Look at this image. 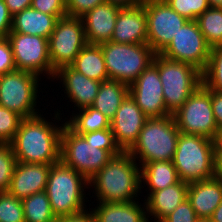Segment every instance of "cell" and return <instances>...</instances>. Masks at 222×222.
<instances>
[{"mask_svg":"<svg viewBox=\"0 0 222 222\" xmlns=\"http://www.w3.org/2000/svg\"><path fill=\"white\" fill-rule=\"evenodd\" d=\"M198 222H212L210 219H199Z\"/></svg>","mask_w":222,"mask_h":222,"instance_id":"50","label":"cell"},{"mask_svg":"<svg viewBox=\"0 0 222 222\" xmlns=\"http://www.w3.org/2000/svg\"><path fill=\"white\" fill-rule=\"evenodd\" d=\"M99 45L109 79L128 86L153 63L156 55L148 44H118L108 41Z\"/></svg>","mask_w":222,"mask_h":222,"instance_id":"6","label":"cell"},{"mask_svg":"<svg viewBox=\"0 0 222 222\" xmlns=\"http://www.w3.org/2000/svg\"><path fill=\"white\" fill-rule=\"evenodd\" d=\"M199 219L190 201L186 199L162 222H198Z\"/></svg>","mask_w":222,"mask_h":222,"instance_id":"38","label":"cell"},{"mask_svg":"<svg viewBox=\"0 0 222 222\" xmlns=\"http://www.w3.org/2000/svg\"><path fill=\"white\" fill-rule=\"evenodd\" d=\"M180 179L173 161H154L141 166V182L147 184V198L155 191L176 184Z\"/></svg>","mask_w":222,"mask_h":222,"instance_id":"26","label":"cell"},{"mask_svg":"<svg viewBox=\"0 0 222 222\" xmlns=\"http://www.w3.org/2000/svg\"><path fill=\"white\" fill-rule=\"evenodd\" d=\"M158 72L166 109L173 114L202 85V72L195 66L158 54Z\"/></svg>","mask_w":222,"mask_h":222,"instance_id":"7","label":"cell"},{"mask_svg":"<svg viewBox=\"0 0 222 222\" xmlns=\"http://www.w3.org/2000/svg\"><path fill=\"white\" fill-rule=\"evenodd\" d=\"M208 46L196 20H189L160 55L195 66L201 72L209 60Z\"/></svg>","mask_w":222,"mask_h":222,"instance_id":"14","label":"cell"},{"mask_svg":"<svg viewBox=\"0 0 222 222\" xmlns=\"http://www.w3.org/2000/svg\"><path fill=\"white\" fill-rule=\"evenodd\" d=\"M215 150L210 138L180 133L173 158L178 178L189 184L214 177Z\"/></svg>","mask_w":222,"mask_h":222,"instance_id":"4","label":"cell"},{"mask_svg":"<svg viewBox=\"0 0 222 222\" xmlns=\"http://www.w3.org/2000/svg\"><path fill=\"white\" fill-rule=\"evenodd\" d=\"M88 182L98 202H132L143 187L141 167L128 151L113 156Z\"/></svg>","mask_w":222,"mask_h":222,"instance_id":"2","label":"cell"},{"mask_svg":"<svg viewBox=\"0 0 222 222\" xmlns=\"http://www.w3.org/2000/svg\"><path fill=\"white\" fill-rule=\"evenodd\" d=\"M202 85L210 91L222 92V46L210 49L208 63L202 71Z\"/></svg>","mask_w":222,"mask_h":222,"instance_id":"31","label":"cell"},{"mask_svg":"<svg viewBox=\"0 0 222 222\" xmlns=\"http://www.w3.org/2000/svg\"><path fill=\"white\" fill-rule=\"evenodd\" d=\"M108 3L118 5L120 7H133L139 5L143 0H105Z\"/></svg>","mask_w":222,"mask_h":222,"instance_id":"46","label":"cell"},{"mask_svg":"<svg viewBox=\"0 0 222 222\" xmlns=\"http://www.w3.org/2000/svg\"><path fill=\"white\" fill-rule=\"evenodd\" d=\"M207 1L210 7L222 9V0H207Z\"/></svg>","mask_w":222,"mask_h":222,"instance_id":"48","label":"cell"},{"mask_svg":"<svg viewBox=\"0 0 222 222\" xmlns=\"http://www.w3.org/2000/svg\"><path fill=\"white\" fill-rule=\"evenodd\" d=\"M214 177L222 182V150L217 146L215 150Z\"/></svg>","mask_w":222,"mask_h":222,"instance_id":"45","label":"cell"},{"mask_svg":"<svg viewBox=\"0 0 222 222\" xmlns=\"http://www.w3.org/2000/svg\"><path fill=\"white\" fill-rule=\"evenodd\" d=\"M39 78L36 74L22 70L0 75V106L22 118L39 115L38 109H35Z\"/></svg>","mask_w":222,"mask_h":222,"instance_id":"9","label":"cell"},{"mask_svg":"<svg viewBox=\"0 0 222 222\" xmlns=\"http://www.w3.org/2000/svg\"><path fill=\"white\" fill-rule=\"evenodd\" d=\"M148 117L128 95L111 120V130L122 151H128L137 141Z\"/></svg>","mask_w":222,"mask_h":222,"instance_id":"16","label":"cell"},{"mask_svg":"<svg viewBox=\"0 0 222 222\" xmlns=\"http://www.w3.org/2000/svg\"><path fill=\"white\" fill-rule=\"evenodd\" d=\"M111 42L147 44V17L142 4L119 10Z\"/></svg>","mask_w":222,"mask_h":222,"instance_id":"17","label":"cell"},{"mask_svg":"<svg viewBox=\"0 0 222 222\" xmlns=\"http://www.w3.org/2000/svg\"><path fill=\"white\" fill-rule=\"evenodd\" d=\"M211 106L218 132L222 131V92L211 91Z\"/></svg>","mask_w":222,"mask_h":222,"instance_id":"42","label":"cell"},{"mask_svg":"<svg viewBox=\"0 0 222 222\" xmlns=\"http://www.w3.org/2000/svg\"><path fill=\"white\" fill-rule=\"evenodd\" d=\"M31 7L58 19L67 16L66 0H32Z\"/></svg>","mask_w":222,"mask_h":222,"instance_id":"37","label":"cell"},{"mask_svg":"<svg viewBox=\"0 0 222 222\" xmlns=\"http://www.w3.org/2000/svg\"><path fill=\"white\" fill-rule=\"evenodd\" d=\"M57 21L56 16L28 7L12 16L10 33H23L49 39Z\"/></svg>","mask_w":222,"mask_h":222,"instance_id":"24","label":"cell"},{"mask_svg":"<svg viewBox=\"0 0 222 222\" xmlns=\"http://www.w3.org/2000/svg\"><path fill=\"white\" fill-rule=\"evenodd\" d=\"M7 39L11 45L17 70L28 71L40 77L43 73L54 78L56 71L51 66L48 39L23 33H9Z\"/></svg>","mask_w":222,"mask_h":222,"instance_id":"13","label":"cell"},{"mask_svg":"<svg viewBox=\"0 0 222 222\" xmlns=\"http://www.w3.org/2000/svg\"><path fill=\"white\" fill-rule=\"evenodd\" d=\"M70 66L90 79L99 82L109 80L100 45L86 44Z\"/></svg>","mask_w":222,"mask_h":222,"instance_id":"25","label":"cell"},{"mask_svg":"<svg viewBox=\"0 0 222 222\" xmlns=\"http://www.w3.org/2000/svg\"><path fill=\"white\" fill-rule=\"evenodd\" d=\"M9 12L14 14L23 11L25 8L31 7L32 0H4Z\"/></svg>","mask_w":222,"mask_h":222,"instance_id":"44","label":"cell"},{"mask_svg":"<svg viewBox=\"0 0 222 222\" xmlns=\"http://www.w3.org/2000/svg\"><path fill=\"white\" fill-rule=\"evenodd\" d=\"M51 165L17 162L8 192L22 200L45 191Z\"/></svg>","mask_w":222,"mask_h":222,"instance_id":"20","label":"cell"},{"mask_svg":"<svg viewBox=\"0 0 222 222\" xmlns=\"http://www.w3.org/2000/svg\"><path fill=\"white\" fill-rule=\"evenodd\" d=\"M82 136L87 142L102 145V150H107L112 156H116L122 152L115 141L111 128L85 133Z\"/></svg>","mask_w":222,"mask_h":222,"instance_id":"36","label":"cell"},{"mask_svg":"<svg viewBox=\"0 0 222 222\" xmlns=\"http://www.w3.org/2000/svg\"><path fill=\"white\" fill-rule=\"evenodd\" d=\"M56 77L62 82L66 91L64 93L78 110L93 105L101 82L86 77L70 65L60 67L55 73L54 80Z\"/></svg>","mask_w":222,"mask_h":222,"instance_id":"19","label":"cell"},{"mask_svg":"<svg viewBox=\"0 0 222 222\" xmlns=\"http://www.w3.org/2000/svg\"><path fill=\"white\" fill-rule=\"evenodd\" d=\"M179 134L173 114L148 118L128 152L140 161V167L154 161H173Z\"/></svg>","mask_w":222,"mask_h":222,"instance_id":"5","label":"cell"},{"mask_svg":"<svg viewBox=\"0 0 222 222\" xmlns=\"http://www.w3.org/2000/svg\"><path fill=\"white\" fill-rule=\"evenodd\" d=\"M187 199L200 219H209L222 201V182L212 177L189 183Z\"/></svg>","mask_w":222,"mask_h":222,"instance_id":"21","label":"cell"},{"mask_svg":"<svg viewBox=\"0 0 222 222\" xmlns=\"http://www.w3.org/2000/svg\"><path fill=\"white\" fill-rule=\"evenodd\" d=\"M141 4L147 17V44L160 54L189 20L164 0H143Z\"/></svg>","mask_w":222,"mask_h":222,"instance_id":"12","label":"cell"},{"mask_svg":"<svg viewBox=\"0 0 222 222\" xmlns=\"http://www.w3.org/2000/svg\"><path fill=\"white\" fill-rule=\"evenodd\" d=\"M23 118L0 106V143H11Z\"/></svg>","mask_w":222,"mask_h":222,"instance_id":"35","label":"cell"},{"mask_svg":"<svg viewBox=\"0 0 222 222\" xmlns=\"http://www.w3.org/2000/svg\"><path fill=\"white\" fill-rule=\"evenodd\" d=\"M16 66L11 45L7 39L0 38V75L15 71Z\"/></svg>","mask_w":222,"mask_h":222,"instance_id":"40","label":"cell"},{"mask_svg":"<svg viewBox=\"0 0 222 222\" xmlns=\"http://www.w3.org/2000/svg\"><path fill=\"white\" fill-rule=\"evenodd\" d=\"M209 219L212 222H222V201Z\"/></svg>","mask_w":222,"mask_h":222,"instance_id":"47","label":"cell"},{"mask_svg":"<svg viewBox=\"0 0 222 222\" xmlns=\"http://www.w3.org/2000/svg\"><path fill=\"white\" fill-rule=\"evenodd\" d=\"M113 156L102 145L87 142L65 123L61 133L60 160L87 180L97 174Z\"/></svg>","mask_w":222,"mask_h":222,"instance_id":"8","label":"cell"},{"mask_svg":"<svg viewBox=\"0 0 222 222\" xmlns=\"http://www.w3.org/2000/svg\"><path fill=\"white\" fill-rule=\"evenodd\" d=\"M216 146L222 150V131L218 133V137L216 139Z\"/></svg>","mask_w":222,"mask_h":222,"instance_id":"49","label":"cell"},{"mask_svg":"<svg viewBox=\"0 0 222 222\" xmlns=\"http://www.w3.org/2000/svg\"><path fill=\"white\" fill-rule=\"evenodd\" d=\"M16 163L12 145L0 143V192H8Z\"/></svg>","mask_w":222,"mask_h":222,"instance_id":"32","label":"cell"},{"mask_svg":"<svg viewBox=\"0 0 222 222\" xmlns=\"http://www.w3.org/2000/svg\"><path fill=\"white\" fill-rule=\"evenodd\" d=\"M71 116L65 124L79 135L111 128V120L92 106L81 108L79 113Z\"/></svg>","mask_w":222,"mask_h":222,"instance_id":"28","label":"cell"},{"mask_svg":"<svg viewBox=\"0 0 222 222\" xmlns=\"http://www.w3.org/2000/svg\"><path fill=\"white\" fill-rule=\"evenodd\" d=\"M54 222H95V218L92 211L84 210L70 216L56 218Z\"/></svg>","mask_w":222,"mask_h":222,"instance_id":"43","label":"cell"},{"mask_svg":"<svg viewBox=\"0 0 222 222\" xmlns=\"http://www.w3.org/2000/svg\"><path fill=\"white\" fill-rule=\"evenodd\" d=\"M84 25L81 18L65 16L59 18L48 39L52 68L70 65L86 46Z\"/></svg>","mask_w":222,"mask_h":222,"instance_id":"11","label":"cell"},{"mask_svg":"<svg viewBox=\"0 0 222 222\" xmlns=\"http://www.w3.org/2000/svg\"><path fill=\"white\" fill-rule=\"evenodd\" d=\"M47 122L41 114L23 118L10 143L17 162L54 164L60 161L62 126Z\"/></svg>","mask_w":222,"mask_h":222,"instance_id":"1","label":"cell"},{"mask_svg":"<svg viewBox=\"0 0 222 222\" xmlns=\"http://www.w3.org/2000/svg\"><path fill=\"white\" fill-rule=\"evenodd\" d=\"M121 8L118 5L105 2L81 17L87 44L99 45L111 41Z\"/></svg>","mask_w":222,"mask_h":222,"instance_id":"18","label":"cell"},{"mask_svg":"<svg viewBox=\"0 0 222 222\" xmlns=\"http://www.w3.org/2000/svg\"><path fill=\"white\" fill-rule=\"evenodd\" d=\"M129 95L148 118H162L171 113L166 109L158 72V54L129 86Z\"/></svg>","mask_w":222,"mask_h":222,"instance_id":"15","label":"cell"},{"mask_svg":"<svg viewBox=\"0 0 222 222\" xmlns=\"http://www.w3.org/2000/svg\"><path fill=\"white\" fill-rule=\"evenodd\" d=\"M179 15L197 20L210 6L207 0H164Z\"/></svg>","mask_w":222,"mask_h":222,"instance_id":"34","label":"cell"},{"mask_svg":"<svg viewBox=\"0 0 222 222\" xmlns=\"http://www.w3.org/2000/svg\"><path fill=\"white\" fill-rule=\"evenodd\" d=\"M196 21L210 48L222 46L221 8L209 7Z\"/></svg>","mask_w":222,"mask_h":222,"instance_id":"30","label":"cell"},{"mask_svg":"<svg viewBox=\"0 0 222 222\" xmlns=\"http://www.w3.org/2000/svg\"><path fill=\"white\" fill-rule=\"evenodd\" d=\"M87 186L88 180L61 160L51 165L45 192L55 217H66L86 210L83 192Z\"/></svg>","mask_w":222,"mask_h":222,"instance_id":"3","label":"cell"},{"mask_svg":"<svg viewBox=\"0 0 222 222\" xmlns=\"http://www.w3.org/2000/svg\"><path fill=\"white\" fill-rule=\"evenodd\" d=\"M173 117L180 133L200 135L216 141L219 132L211 106V91L203 85L173 113Z\"/></svg>","mask_w":222,"mask_h":222,"instance_id":"10","label":"cell"},{"mask_svg":"<svg viewBox=\"0 0 222 222\" xmlns=\"http://www.w3.org/2000/svg\"><path fill=\"white\" fill-rule=\"evenodd\" d=\"M105 2V0H66L67 16L81 18L88 11Z\"/></svg>","mask_w":222,"mask_h":222,"instance_id":"39","label":"cell"},{"mask_svg":"<svg viewBox=\"0 0 222 222\" xmlns=\"http://www.w3.org/2000/svg\"><path fill=\"white\" fill-rule=\"evenodd\" d=\"M25 222H54L56 219L45 191L21 200Z\"/></svg>","mask_w":222,"mask_h":222,"instance_id":"29","label":"cell"},{"mask_svg":"<svg viewBox=\"0 0 222 222\" xmlns=\"http://www.w3.org/2000/svg\"><path fill=\"white\" fill-rule=\"evenodd\" d=\"M188 183L179 180L176 184L168 186L163 190L153 192L146 201V211L149 218L153 216L154 221L162 222L170 215L184 200L187 199Z\"/></svg>","mask_w":222,"mask_h":222,"instance_id":"22","label":"cell"},{"mask_svg":"<svg viewBox=\"0 0 222 222\" xmlns=\"http://www.w3.org/2000/svg\"><path fill=\"white\" fill-rule=\"evenodd\" d=\"M129 95V86L116 81L106 80L101 82L98 94L92 105L107 118L112 120L124 99Z\"/></svg>","mask_w":222,"mask_h":222,"instance_id":"27","label":"cell"},{"mask_svg":"<svg viewBox=\"0 0 222 222\" xmlns=\"http://www.w3.org/2000/svg\"><path fill=\"white\" fill-rule=\"evenodd\" d=\"M0 222H25L21 199L9 192H0Z\"/></svg>","mask_w":222,"mask_h":222,"instance_id":"33","label":"cell"},{"mask_svg":"<svg viewBox=\"0 0 222 222\" xmlns=\"http://www.w3.org/2000/svg\"><path fill=\"white\" fill-rule=\"evenodd\" d=\"M12 15L4 0H0V38H5L11 32Z\"/></svg>","mask_w":222,"mask_h":222,"instance_id":"41","label":"cell"},{"mask_svg":"<svg viewBox=\"0 0 222 222\" xmlns=\"http://www.w3.org/2000/svg\"><path fill=\"white\" fill-rule=\"evenodd\" d=\"M99 206L92 208L95 222H149L146 208L141 203L132 202H99Z\"/></svg>","mask_w":222,"mask_h":222,"instance_id":"23","label":"cell"}]
</instances>
